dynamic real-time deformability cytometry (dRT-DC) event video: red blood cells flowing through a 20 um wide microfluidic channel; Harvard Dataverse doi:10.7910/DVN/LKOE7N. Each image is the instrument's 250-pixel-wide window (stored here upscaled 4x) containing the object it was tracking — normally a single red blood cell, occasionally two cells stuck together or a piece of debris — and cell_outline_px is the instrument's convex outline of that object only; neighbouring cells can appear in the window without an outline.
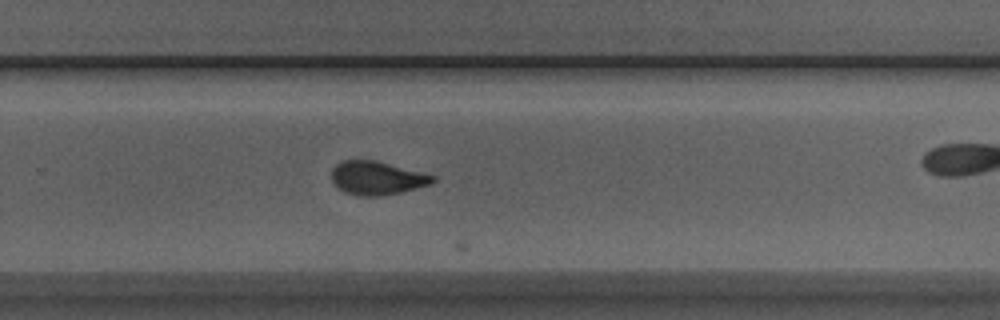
{"species": "Egyptian fruit bat (a non-hibernating species)", "species_latin": "Rousettus aegyptiacus", "temperature_condition": "room temperature", "stored_images_in_passage": 21, "camera_frame_rate_fps": 3000, "um_per_image_px": 0.085, "animal": {"sex": "male"}, "frame": {"image": 1, "passage_image": 19, "time_ms": 6.0, "image_size_px": [1000, 320], "cell_outline_px": [[436, 180], [432, 184], [400, 192], [380, 196], [356, 196], [344, 192], [336, 188], [332, 184], [332, 168], [340, 160], [376, 160], [436, 176]], "centroid_in_image_um": [32.0, 15.13], "position_along_channel_um": 297.8, "area_um2": 20.0}}